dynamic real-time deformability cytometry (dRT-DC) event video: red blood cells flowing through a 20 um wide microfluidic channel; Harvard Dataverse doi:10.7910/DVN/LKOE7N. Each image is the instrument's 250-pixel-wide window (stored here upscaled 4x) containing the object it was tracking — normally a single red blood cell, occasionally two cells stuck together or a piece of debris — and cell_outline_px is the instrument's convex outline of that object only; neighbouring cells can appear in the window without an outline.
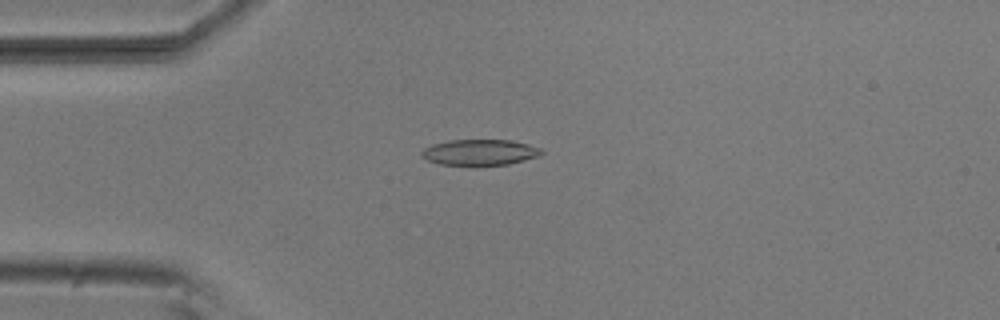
{"species": "common noctule bat (a hibernating species)", "species_latin": "Nyctalus noctula", "temperature_condition": "room temperature", "stored_images_in_passage": 46, "camera_frame_rate_fps": 3000, "um_per_image_px": 0.085, "animal": {"sex": "male", "body_mass_g": 20.5, "forearm_length_mm": 52.5}, "frame": {"image": 1, "passage_image": 6, "time_ms": 1.667, "image_size_px": [1000, 320], "cell_outline_px": [[544, 152], [540, 156], [508, 164], [440, 164], [428, 160], [420, 156], [420, 152], [424, 148], [432, 144], [448, 140], [512, 140], [528, 144], [540, 148]], "centroid_in_image_um": [40.78, 12.93], "position_along_channel_um": 44.2, "area_um2": 17.86}}
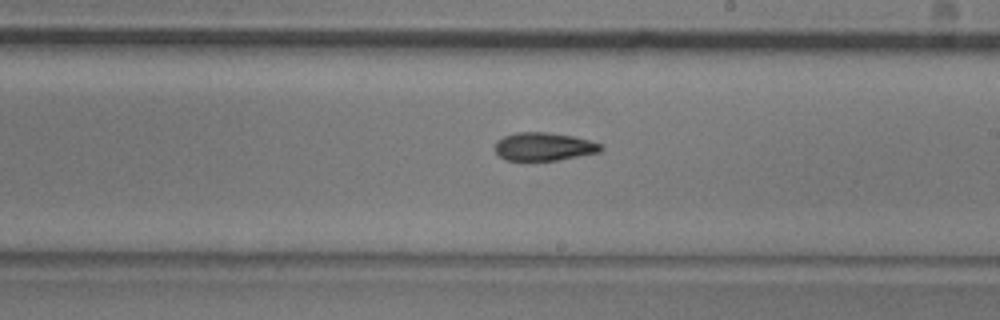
{"frame": {"image": 2, "passage_image": 23, "time_ms": 7.333, "image_size_px": [1000, 320], "cell_outline_px": [[604, 148], [600, 152], [556, 160], [504, 160], [496, 152], [496, 140], [504, 136], [516, 132], [544, 132], [572, 136], [588, 140], [600, 144]], "centroid_in_image_um": [46.21, 12.46], "position_along_channel_um": 242.8, "area_um2": 17.17}}
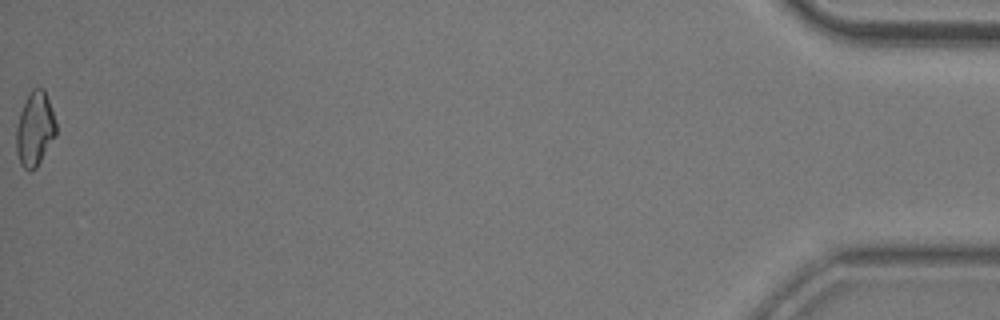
{"frame": {"image": 3, "passage_image": 46, "time_ms": 15.0, "image_size_px": [1000, 320], "cell_outline_px": [[56, 136], [36, 168], [32, 172], [28, 172], [20, 164], [16, 152], [16, 124], [20, 112], [32, 88], [44, 88], [56, 120]], "centroid_in_image_um": [2.96, 11.0], "position_along_channel_um": 432.2, "area_um2": 17.4}, "authors_computed_cell_mechanics": {"area_um2": 17.6001, "velocity_mm_per_s": 3.7939, "shape_relaxation_time_tau1_ms": 6.0566, "shape_relaxation_time_tau2_ms": 6.5304, "deformation_change_tau1": 0.1593, "deformation_change_tau2": 0.1482}}